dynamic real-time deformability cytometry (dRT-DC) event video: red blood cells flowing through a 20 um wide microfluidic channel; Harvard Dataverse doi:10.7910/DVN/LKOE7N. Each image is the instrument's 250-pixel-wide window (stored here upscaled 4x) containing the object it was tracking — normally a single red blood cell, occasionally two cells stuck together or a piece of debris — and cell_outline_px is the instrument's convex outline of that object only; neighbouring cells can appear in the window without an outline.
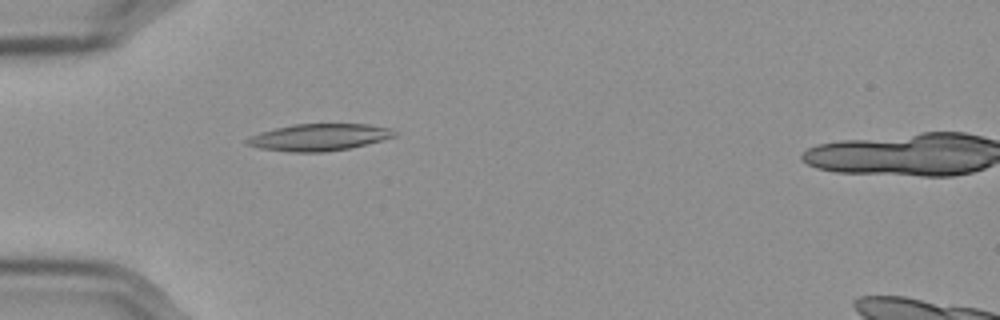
{"species": "Egyptian fruit bat (a non-hibernating species)", "species_latin": "Rousettus aegyptiacus", "temperature_condition": "cold", "stored_images_in_passage": 51, "segment_of_instrument_passage": [1, 2], "camera_frame_rate_fps": 3000, "um_per_image_px": 0.085, "frame": {"image": 1, "passage_image": 10, "time_ms": 3.0, "image_size_px": [1000, 320], "cell_outline_px": [[396, 136], [348, 148], [324, 152], [288, 152], [260, 148], [244, 144], [244, 140], [260, 132], [292, 124], [368, 124], [392, 128], [396, 132]], "centroid_in_image_um": [27.09, 11.66], "position_along_channel_um": 57.9, "area_um2": 23.0}}
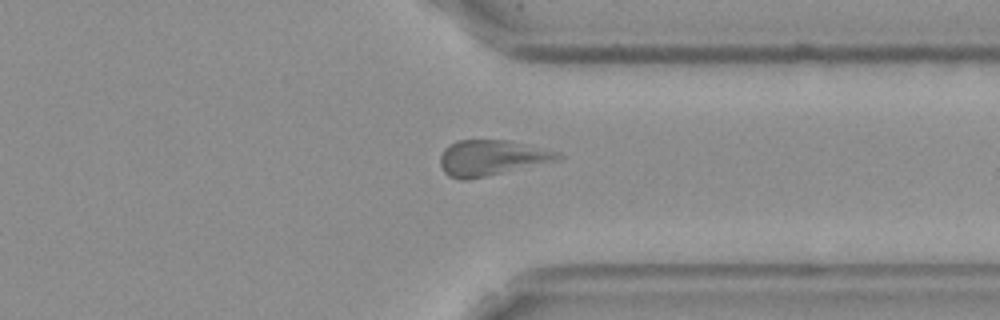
{"frame": {"image": 2, "passage_image": 37, "time_ms": 12.0, "image_size_px": [1000, 320], "cell_outline_px": [[564, 156], [560, 160], [468, 180], [460, 180], [448, 176], [444, 172], [440, 164], [440, 156], [444, 148], [448, 144], [456, 140], [508, 140], [560, 152]], "centroid_in_image_um": [41.77, 13.41], "position_along_channel_um": 369.6, "area_um2": 24.57}}
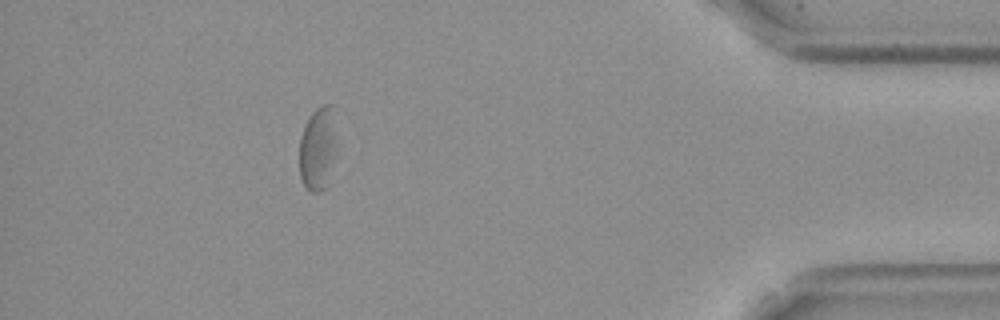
{"frame": {"image": 3, "passage_image": 44, "time_ms": 14.333, "image_size_px": [1000, 320], "cell_outline_px": [[336, 156], [324, 188], [320, 192], [312, 192], [304, 184], [300, 176], [300, 136], [312, 112], [320, 104], [332, 104]], "centroid_in_image_um": [27.01, 12.61], "position_along_channel_um": 408.2, "area_um2": 17.8}}